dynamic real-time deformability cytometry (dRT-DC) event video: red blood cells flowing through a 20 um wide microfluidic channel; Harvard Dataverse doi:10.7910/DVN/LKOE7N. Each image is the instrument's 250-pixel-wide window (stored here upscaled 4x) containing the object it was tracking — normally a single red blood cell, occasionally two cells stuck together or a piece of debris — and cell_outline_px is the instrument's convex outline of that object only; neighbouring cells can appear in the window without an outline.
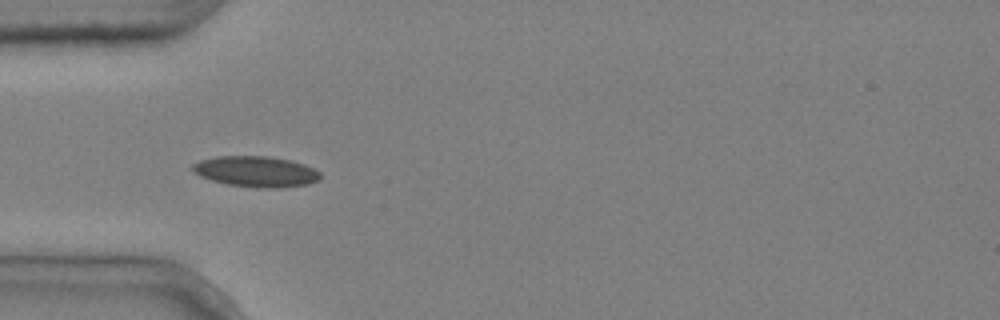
{"species": "common noctule bat (a hibernating species)", "species_latin": "Nyctalus noctula", "temperature_condition": "cold", "stored_images_in_passage": 5, "camera_frame_rate_fps": 3000, "um_per_image_px": 0.085, "animal": {"sex": "male", "body_mass_g": 20.4}, "frame": {"image": 1, "passage_image": 4, "time_ms": 1.0, "image_size_px": [1000, 320], "cell_outline_px": [[320, 180], [308, 184], [280, 188], [256, 188], [228, 184], [212, 180], [200, 176], [192, 172], [192, 164], [200, 160], [216, 156], [268, 156], [292, 160], [304, 164], [320, 172]], "centroid_in_image_um": [21.76, 14.58], "position_along_channel_um": 63.2, "area_um2": 23.06}}